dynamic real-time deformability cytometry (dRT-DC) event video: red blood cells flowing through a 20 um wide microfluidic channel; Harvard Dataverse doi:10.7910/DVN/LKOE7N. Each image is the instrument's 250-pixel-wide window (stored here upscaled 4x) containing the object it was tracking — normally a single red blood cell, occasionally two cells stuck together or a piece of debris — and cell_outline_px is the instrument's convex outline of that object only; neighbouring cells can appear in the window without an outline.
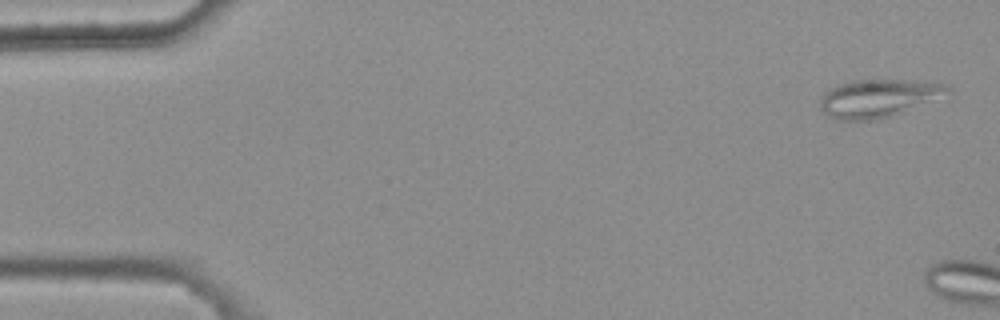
{"species": "common noctule bat (a hibernating species)", "species_latin": "Nyctalus noctula", "temperature_condition": "warm", "stored_images_in_passage": 2, "camera_frame_rate_fps": 3000, "um_per_image_px": 0.085, "animal": {"sex": "female", "body_mass_g": 25.1}, "frame": {"image": 1, "passage_image": 1, "time_ms": 0.0, "image_size_px": [1000, 320], "cell_outline_px": [[952, 100], [876, 120], [836, 120], [828, 116], [820, 108], [820, 100], [824, 92], [828, 88], [852, 80], [916, 80], [944, 84], [952, 88]], "centroid_in_image_um": [74.89, 8.37], "position_along_channel_um": 10.1, "area_um2": 29.88}}